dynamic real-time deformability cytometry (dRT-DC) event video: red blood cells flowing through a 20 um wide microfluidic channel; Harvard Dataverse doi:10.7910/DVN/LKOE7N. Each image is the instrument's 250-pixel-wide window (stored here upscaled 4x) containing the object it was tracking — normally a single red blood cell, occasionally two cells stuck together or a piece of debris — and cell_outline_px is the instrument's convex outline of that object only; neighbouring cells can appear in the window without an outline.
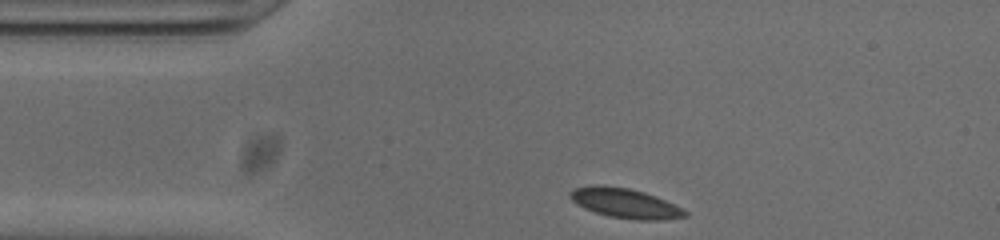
{"species": "common noctule bat (a hibernating species)", "species_latin": "Nyctalus noctula", "temperature_condition": "cold", "stored_images_in_passage": 31, "camera_frame_rate_fps": 3000, "um_per_image_px": 0.085, "animal": {"sex": "male", "body_mass_g": 20.0, "forearm_length_mm": 53.3}, "frame": {"image": 1, "passage_image": 1, "time_ms": 0.0, "image_size_px": [1000, 240], "cell_outline_px": [[688, 216], [660, 220], [636, 220], [608, 216], [584, 208], [572, 200], [568, 196], [568, 192], [576, 188], [596, 184], [600, 184], [628, 188], [644, 192], [664, 200], [688, 212]], "centroid_in_image_um": [53.1, 17.27], "position_along_channel_um": 31.9, "area_um2": 19.71}}
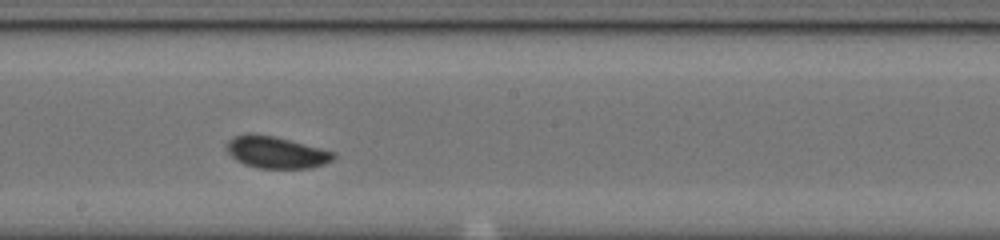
{"frame": {"image": 2, "passage_image": 19, "time_ms": 6.0, "image_size_px": [1000, 240], "cell_outline_px": [[336, 156], [332, 160], [324, 164], [312, 168], [256, 168], [244, 164], [236, 160], [228, 152], [228, 140], [236, 136], [248, 132], [252, 132], [272, 136], [336, 152]], "centroid_in_image_um": [23.48, 12.95], "position_along_channel_um": 224.7, "area_um2": 19.71}}
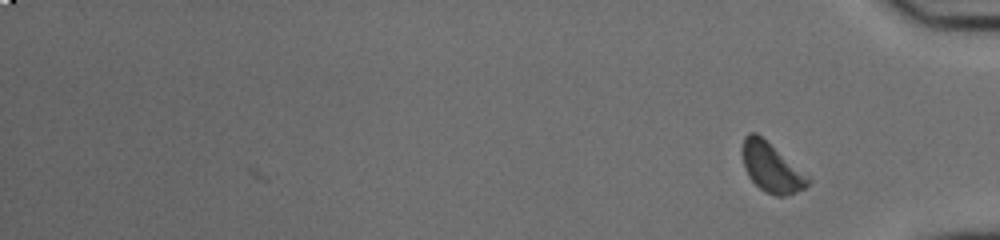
{"frame": {"image": 3, "passage_image": 31, "time_ms": 10.0, "image_size_px": [1000, 240], "cell_outline_px": [[812, 180], [804, 188], [796, 192], [784, 196], [776, 196], [764, 192], [748, 176], [744, 168], [744, 136], [748, 132], [756, 132], [808, 176]], "centroid_in_image_um": [65.57, 14.26], "position_along_channel_um": 369.6, "area_um2": 18.32}, "authors_computed_cell_mechanics": {"area_um2": 19.074, "velocity_mm_per_s": 3.754, "shape_relaxation_time_tau1_ms": 6.5943, "shape_relaxation_time_tau2_ms": null, "deformation_change_tau1": 0.1201, "deformation_change_tau2": null}}